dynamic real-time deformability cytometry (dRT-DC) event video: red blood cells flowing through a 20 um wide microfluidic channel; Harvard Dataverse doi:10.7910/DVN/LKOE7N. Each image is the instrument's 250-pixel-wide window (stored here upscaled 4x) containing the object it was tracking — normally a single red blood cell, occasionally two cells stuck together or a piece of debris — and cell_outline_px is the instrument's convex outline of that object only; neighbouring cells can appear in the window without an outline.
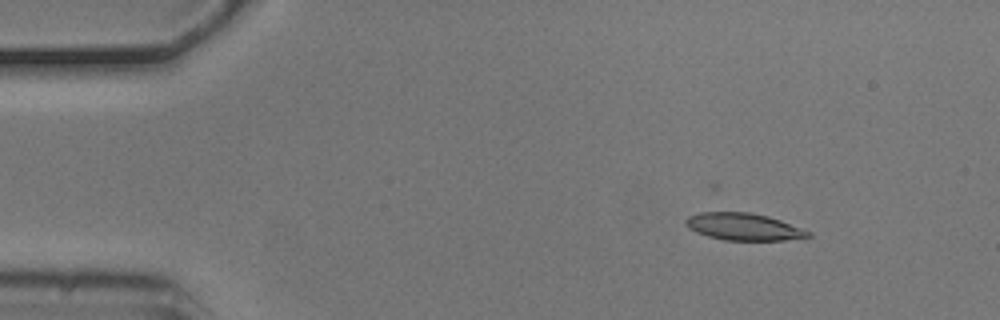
{"species": "common noctule bat (a hibernating species)", "species_latin": "Nyctalus noctula", "temperature_condition": "cold", "stored_images_in_passage": 5, "camera_frame_rate_fps": 3000, "um_per_image_px": 0.085, "animal": {"sex": "male", "body_mass_g": 20.5, "forearm_length_mm": 52.5}, "frame": {"image": 1, "passage_image": 2, "time_ms": 0.333, "image_size_px": [1000, 320], "cell_outline_px": [[812, 236], [784, 240], [724, 240], [708, 236], [696, 232], [688, 228], [684, 224], [684, 220], [688, 216], [700, 212], [748, 212], [768, 216], [780, 220], [812, 232]], "centroid_in_image_um": [63.18, 19.27], "position_along_channel_um": 21.8, "area_um2": 19.36}}
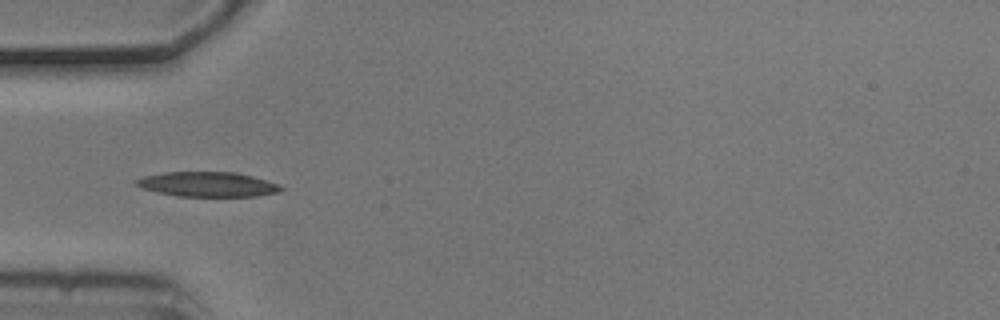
{"frame": {"image": 2, "passage_image": 5, "time_ms": 1.333, "image_size_px": [1000, 320], "cell_outline_px": [[284, 188], [280, 192], [256, 196], [180, 196], [156, 192], [140, 188], [136, 184], [136, 180], [144, 176], [164, 172], [236, 172], [252, 176], [280, 184]], "centroid_in_image_um": [17.67, 15.66], "position_along_channel_um": 67.3, "area_um2": 20.92}}